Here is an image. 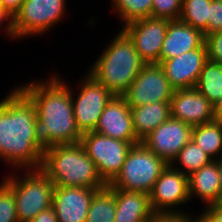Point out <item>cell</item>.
<instances>
[{
  "label": "cell",
  "instance_id": "cell-27",
  "mask_svg": "<svg viewBox=\"0 0 222 222\" xmlns=\"http://www.w3.org/2000/svg\"><path fill=\"white\" fill-rule=\"evenodd\" d=\"M152 5L153 0H114L115 10L125 25L151 17Z\"/></svg>",
  "mask_w": 222,
  "mask_h": 222
},
{
  "label": "cell",
  "instance_id": "cell-16",
  "mask_svg": "<svg viewBox=\"0 0 222 222\" xmlns=\"http://www.w3.org/2000/svg\"><path fill=\"white\" fill-rule=\"evenodd\" d=\"M171 117L194 127L215 120L214 105L195 87L175 90L170 100Z\"/></svg>",
  "mask_w": 222,
  "mask_h": 222
},
{
  "label": "cell",
  "instance_id": "cell-15",
  "mask_svg": "<svg viewBox=\"0 0 222 222\" xmlns=\"http://www.w3.org/2000/svg\"><path fill=\"white\" fill-rule=\"evenodd\" d=\"M94 131L134 145L141 142L133 130L130 106L123 95H114L108 101Z\"/></svg>",
  "mask_w": 222,
  "mask_h": 222
},
{
  "label": "cell",
  "instance_id": "cell-1",
  "mask_svg": "<svg viewBox=\"0 0 222 222\" xmlns=\"http://www.w3.org/2000/svg\"><path fill=\"white\" fill-rule=\"evenodd\" d=\"M51 79L19 87L36 108L35 137L43 151L79 143L82 136L75 124L71 91L57 77Z\"/></svg>",
  "mask_w": 222,
  "mask_h": 222
},
{
  "label": "cell",
  "instance_id": "cell-11",
  "mask_svg": "<svg viewBox=\"0 0 222 222\" xmlns=\"http://www.w3.org/2000/svg\"><path fill=\"white\" fill-rule=\"evenodd\" d=\"M170 21L165 18L148 17L128 23L122 29L133 41L145 64H160V52Z\"/></svg>",
  "mask_w": 222,
  "mask_h": 222
},
{
  "label": "cell",
  "instance_id": "cell-35",
  "mask_svg": "<svg viewBox=\"0 0 222 222\" xmlns=\"http://www.w3.org/2000/svg\"><path fill=\"white\" fill-rule=\"evenodd\" d=\"M30 222H58L54 208H50L39 212Z\"/></svg>",
  "mask_w": 222,
  "mask_h": 222
},
{
  "label": "cell",
  "instance_id": "cell-25",
  "mask_svg": "<svg viewBox=\"0 0 222 222\" xmlns=\"http://www.w3.org/2000/svg\"><path fill=\"white\" fill-rule=\"evenodd\" d=\"M211 0H182L179 20L199 29L204 38L207 36V22Z\"/></svg>",
  "mask_w": 222,
  "mask_h": 222
},
{
  "label": "cell",
  "instance_id": "cell-2",
  "mask_svg": "<svg viewBox=\"0 0 222 222\" xmlns=\"http://www.w3.org/2000/svg\"><path fill=\"white\" fill-rule=\"evenodd\" d=\"M36 108L19 89L0 102V157L16 167L40 169L43 150L35 137Z\"/></svg>",
  "mask_w": 222,
  "mask_h": 222
},
{
  "label": "cell",
  "instance_id": "cell-10",
  "mask_svg": "<svg viewBox=\"0 0 222 222\" xmlns=\"http://www.w3.org/2000/svg\"><path fill=\"white\" fill-rule=\"evenodd\" d=\"M76 101L72 97L75 124L81 134L94 131L108 101L114 94L91 75L84 79Z\"/></svg>",
  "mask_w": 222,
  "mask_h": 222
},
{
  "label": "cell",
  "instance_id": "cell-37",
  "mask_svg": "<svg viewBox=\"0 0 222 222\" xmlns=\"http://www.w3.org/2000/svg\"><path fill=\"white\" fill-rule=\"evenodd\" d=\"M214 117L215 120L222 122V95L214 105Z\"/></svg>",
  "mask_w": 222,
  "mask_h": 222
},
{
  "label": "cell",
  "instance_id": "cell-29",
  "mask_svg": "<svg viewBox=\"0 0 222 222\" xmlns=\"http://www.w3.org/2000/svg\"><path fill=\"white\" fill-rule=\"evenodd\" d=\"M182 0H153L151 17L179 20Z\"/></svg>",
  "mask_w": 222,
  "mask_h": 222
},
{
  "label": "cell",
  "instance_id": "cell-32",
  "mask_svg": "<svg viewBox=\"0 0 222 222\" xmlns=\"http://www.w3.org/2000/svg\"><path fill=\"white\" fill-rule=\"evenodd\" d=\"M152 222H201L200 218L192 219L183 213L155 214Z\"/></svg>",
  "mask_w": 222,
  "mask_h": 222
},
{
  "label": "cell",
  "instance_id": "cell-6",
  "mask_svg": "<svg viewBox=\"0 0 222 222\" xmlns=\"http://www.w3.org/2000/svg\"><path fill=\"white\" fill-rule=\"evenodd\" d=\"M24 178L9 177L5 183L13 190L19 222H30L39 212L52 206L54 183L41 169H31Z\"/></svg>",
  "mask_w": 222,
  "mask_h": 222
},
{
  "label": "cell",
  "instance_id": "cell-12",
  "mask_svg": "<svg viewBox=\"0 0 222 222\" xmlns=\"http://www.w3.org/2000/svg\"><path fill=\"white\" fill-rule=\"evenodd\" d=\"M193 127L170 117L141 140V143L171 164L180 150L191 140Z\"/></svg>",
  "mask_w": 222,
  "mask_h": 222
},
{
  "label": "cell",
  "instance_id": "cell-8",
  "mask_svg": "<svg viewBox=\"0 0 222 222\" xmlns=\"http://www.w3.org/2000/svg\"><path fill=\"white\" fill-rule=\"evenodd\" d=\"M64 5L65 0H24L12 19L13 37L44 33L64 15Z\"/></svg>",
  "mask_w": 222,
  "mask_h": 222
},
{
  "label": "cell",
  "instance_id": "cell-13",
  "mask_svg": "<svg viewBox=\"0 0 222 222\" xmlns=\"http://www.w3.org/2000/svg\"><path fill=\"white\" fill-rule=\"evenodd\" d=\"M149 198L155 214L178 213L166 208L171 209L190 199L188 176L168 164L154 183Z\"/></svg>",
  "mask_w": 222,
  "mask_h": 222
},
{
  "label": "cell",
  "instance_id": "cell-28",
  "mask_svg": "<svg viewBox=\"0 0 222 222\" xmlns=\"http://www.w3.org/2000/svg\"><path fill=\"white\" fill-rule=\"evenodd\" d=\"M0 222H19L13 190L5 182L0 184Z\"/></svg>",
  "mask_w": 222,
  "mask_h": 222
},
{
  "label": "cell",
  "instance_id": "cell-36",
  "mask_svg": "<svg viewBox=\"0 0 222 222\" xmlns=\"http://www.w3.org/2000/svg\"><path fill=\"white\" fill-rule=\"evenodd\" d=\"M5 19H7L9 21L8 26L6 27L7 34H9L11 37H13V26H12V19L13 18L0 6V22H3Z\"/></svg>",
  "mask_w": 222,
  "mask_h": 222
},
{
  "label": "cell",
  "instance_id": "cell-17",
  "mask_svg": "<svg viewBox=\"0 0 222 222\" xmlns=\"http://www.w3.org/2000/svg\"><path fill=\"white\" fill-rule=\"evenodd\" d=\"M99 189L55 186L52 207L58 222H86L90 203Z\"/></svg>",
  "mask_w": 222,
  "mask_h": 222
},
{
  "label": "cell",
  "instance_id": "cell-20",
  "mask_svg": "<svg viewBox=\"0 0 222 222\" xmlns=\"http://www.w3.org/2000/svg\"><path fill=\"white\" fill-rule=\"evenodd\" d=\"M215 159L188 176L189 197L199 195L208 206L221 204L219 169Z\"/></svg>",
  "mask_w": 222,
  "mask_h": 222
},
{
  "label": "cell",
  "instance_id": "cell-14",
  "mask_svg": "<svg viewBox=\"0 0 222 222\" xmlns=\"http://www.w3.org/2000/svg\"><path fill=\"white\" fill-rule=\"evenodd\" d=\"M207 61V47L204 42L199 48L165 60L160 65L175 91L195 87Z\"/></svg>",
  "mask_w": 222,
  "mask_h": 222
},
{
  "label": "cell",
  "instance_id": "cell-33",
  "mask_svg": "<svg viewBox=\"0 0 222 222\" xmlns=\"http://www.w3.org/2000/svg\"><path fill=\"white\" fill-rule=\"evenodd\" d=\"M199 218L201 222H222V203L209 205Z\"/></svg>",
  "mask_w": 222,
  "mask_h": 222
},
{
  "label": "cell",
  "instance_id": "cell-3",
  "mask_svg": "<svg viewBox=\"0 0 222 222\" xmlns=\"http://www.w3.org/2000/svg\"><path fill=\"white\" fill-rule=\"evenodd\" d=\"M40 169L55 186L93 189L107 186L80 142L45 149Z\"/></svg>",
  "mask_w": 222,
  "mask_h": 222
},
{
  "label": "cell",
  "instance_id": "cell-9",
  "mask_svg": "<svg viewBox=\"0 0 222 222\" xmlns=\"http://www.w3.org/2000/svg\"><path fill=\"white\" fill-rule=\"evenodd\" d=\"M174 90L159 63L144 64L137 77L123 94L130 107L170 102Z\"/></svg>",
  "mask_w": 222,
  "mask_h": 222
},
{
  "label": "cell",
  "instance_id": "cell-19",
  "mask_svg": "<svg viewBox=\"0 0 222 222\" xmlns=\"http://www.w3.org/2000/svg\"><path fill=\"white\" fill-rule=\"evenodd\" d=\"M116 213L114 222H152L154 211L149 195L114 188Z\"/></svg>",
  "mask_w": 222,
  "mask_h": 222
},
{
  "label": "cell",
  "instance_id": "cell-31",
  "mask_svg": "<svg viewBox=\"0 0 222 222\" xmlns=\"http://www.w3.org/2000/svg\"><path fill=\"white\" fill-rule=\"evenodd\" d=\"M207 36L222 30V1L211 0L207 18Z\"/></svg>",
  "mask_w": 222,
  "mask_h": 222
},
{
  "label": "cell",
  "instance_id": "cell-30",
  "mask_svg": "<svg viewBox=\"0 0 222 222\" xmlns=\"http://www.w3.org/2000/svg\"><path fill=\"white\" fill-rule=\"evenodd\" d=\"M208 60L222 64V30L205 37Z\"/></svg>",
  "mask_w": 222,
  "mask_h": 222
},
{
  "label": "cell",
  "instance_id": "cell-34",
  "mask_svg": "<svg viewBox=\"0 0 222 222\" xmlns=\"http://www.w3.org/2000/svg\"><path fill=\"white\" fill-rule=\"evenodd\" d=\"M24 0H0V6L13 18L20 10Z\"/></svg>",
  "mask_w": 222,
  "mask_h": 222
},
{
  "label": "cell",
  "instance_id": "cell-26",
  "mask_svg": "<svg viewBox=\"0 0 222 222\" xmlns=\"http://www.w3.org/2000/svg\"><path fill=\"white\" fill-rule=\"evenodd\" d=\"M179 159V160H178ZM214 159L206 154L201 148L197 146L192 140H190L178 153L173 162L179 161L184 166V170L178 169L186 176H190L193 172L198 171L201 167L209 164ZM185 170L186 173H185Z\"/></svg>",
  "mask_w": 222,
  "mask_h": 222
},
{
  "label": "cell",
  "instance_id": "cell-7",
  "mask_svg": "<svg viewBox=\"0 0 222 222\" xmlns=\"http://www.w3.org/2000/svg\"><path fill=\"white\" fill-rule=\"evenodd\" d=\"M80 143L107 185L120 173L127 154L134 145L95 131L83 133Z\"/></svg>",
  "mask_w": 222,
  "mask_h": 222
},
{
  "label": "cell",
  "instance_id": "cell-4",
  "mask_svg": "<svg viewBox=\"0 0 222 222\" xmlns=\"http://www.w3.org/2000/svg\"><path fill=\"white\" fill-rule=\"evenodd\" d=\"M144 64L133 41L122 30L96 60L88 74L114 95H123Z\"/></svg>",
  "mask_w": 222,
  "mask_h": 222
},
{
  "label": "cell",
  "instance_id": "cell-18",
  "mask_svg": "<svg viewBox=\"0 0 222 222\" xmlns=\"http://www.w3.org/2000/svg\"><path fill=\"white\" fill-rule=\"evenodd\" d=\"M205 42L203 33L180 20L168 23L160 52V63L199 48Z\"/></svg>",
  "mask_w": 222,
  "mask_h": 222
},
{
  "label": "cell",
  "instance_id": "cell-21",
  "mask_svg": "<svg viewBox=\"0 0 222 222\" xmlns=\"http://www.w3.org/2000/svg\"><path fill=\"white\" fill-rule=\"evenodd\" d=\"M133 130L141 141L171 117L170 102H157L130 107Z\"/></svg>",
  "mask_w": 222,
  "mask_h": 222
},
{
  "label": "cell",
  "instance_id": "cell-23",
  "mask_svg": "<svg viewBox=\"0 0 222 222\" xmlns=\"http://www.w3.org/2000/svg\"><path fill=\"white\" fill-rule=\"evenodd\" d=\"M115 213L114 188L108 184L95 192L90 203L86 222H114Z\"/></svg>",
  "mask_w": 222,
  "mask_h": 222
},
{
  "label": "cell",
  "instance_id": "cell-5",
  "mask_svg": "<svg viewBox=\"0 0 222 222\" xmlns=\"http://www.w3.org/2000/svg\"><path fill=\"white\" fill-rule=\"evenodd\" d=\"M167 163L141 142L133 145L120 173L109 184L112 188L149 195Z\"/></svg>",
  "mask_w": 222,
  "mask_h": 222
},
{
  "label": "cell",
  "instance_id": "cell-38",
  "mask_svg": "<svg viewBox=\"0 0 222 222\" xmlns=\"http://www.w3.org/2000/svg\"><path fill=\"white\" fill-rule=\"evenodd\" d=\"M215 161L219 169L220 192H221V203H222V154L219 156V159Z\"/></svg>",
  "mask_w": 222,
  "mask_h": 222
},
{
  "label": "cell",
  "instance_id": "cell-22",
  "mask_svg": "<svg viewBox=\"0 0 222 222\" xmlns=\"http://www.w3.org/2000/svg\"><path fill=\"white\" fill-rule=\"evenodd\" d=\"M191 140L211 158L222 154V122H212L194 126Z\"/></svg>",
  "mask_w": 222,
  "mask_h": 222
},
{
  "label": "cell",
  "instance_id": "cell-24",
  "mask_svg": "<svg viewBox=\"0 0 222 222\" xmlns=\"http://www.w3.org/2000/svg\"><path fill=\"white\" fill-rule=\"evenodd\" d=\"M195 88L215 105L222 95V64L208 60L200 72Z\"/></svg>",
  "mask_w": 222,
  "mask_h": 222
}]
</instances>
